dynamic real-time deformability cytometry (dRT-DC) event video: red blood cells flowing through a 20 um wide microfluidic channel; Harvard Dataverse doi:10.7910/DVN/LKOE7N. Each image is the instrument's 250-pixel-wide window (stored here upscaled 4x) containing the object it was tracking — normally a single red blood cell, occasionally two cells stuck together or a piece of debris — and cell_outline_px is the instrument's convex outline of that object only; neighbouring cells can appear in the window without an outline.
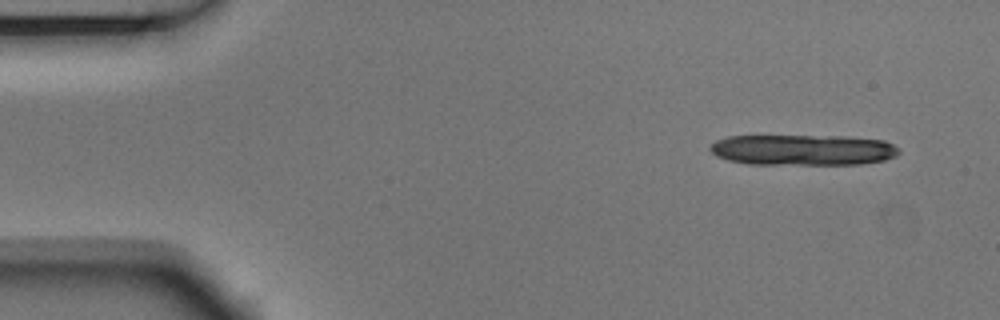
{"species": "Egyptian fruit bat (a non-hibernating species)", "species_latin": "Rousettus aegyptiacus", "temperature_condition": "room temperature", "stored_images_in_passage": 4, "camera_frame_rate_fps": 3000, "um_per_image_px": 0.085, "animal": {"sex": "male"}, "frame": {"image": 1, "passage_image": 1, "time_ms": 0.0, "image_size_px": [1000, 320], "cell_outline_px": [[900, 152], [896, 156], [884, 160], [860, 164], [748, 164], [728, 160], [716, 156], [708, 148], [716, 140], [728, 136], [848, 136], [884, 140], [892, 144]], "centroid_in_image_um": [68.24, 12.74], "position_along_channel_um": 16.8, "area_um2": 33.99}}